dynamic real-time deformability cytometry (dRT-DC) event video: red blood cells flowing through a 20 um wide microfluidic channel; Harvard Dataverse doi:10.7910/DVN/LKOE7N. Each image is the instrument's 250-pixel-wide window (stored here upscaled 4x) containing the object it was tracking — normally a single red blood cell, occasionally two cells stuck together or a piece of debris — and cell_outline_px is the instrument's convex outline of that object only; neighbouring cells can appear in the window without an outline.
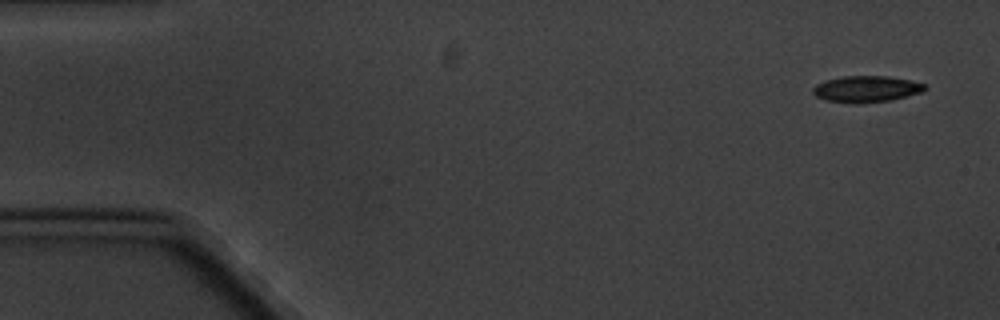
{"species": "common noctule bat (a hibernating species)", "species_latin": "Nyctalus noctula", "temperature_condition": "cold", "stored_images_in_passage": 10, "camera_frame_rate_fps": 3000, "um_per_image_px": 0.085, "animal": {"sex": "male", "body_mass_g": 20.1, "forearm_length_mm": 53.5}, "frame": {"image": 1, "passage_image": 1, "time_ms": 0.0, "image_size_px": [1000, 320], "cell_outline_px": [[928, 88], [920, 92], [888, 100], [856, 104], [852, 104], [828, 100], [816, 96], [812, 92], [812, 88], [816, 84], [824, 80], [844, 76], [888, 76], [908, 80], [924, 84]], "centroid_in_image_um": [73.58, 7.56], "position_along_channel_um": 11.4, "area_um2": 16.99}}
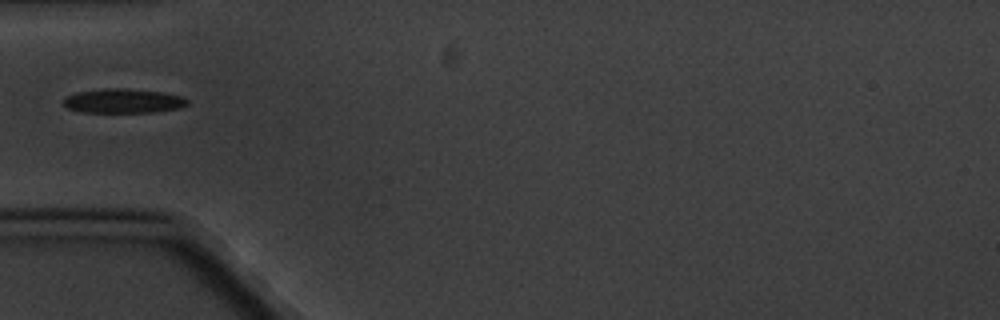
{"frame": {"image": 2, "passage_image": 5, "time_ms": 5.333, "image_size_px": [1000, 320], "cell_outline_px": [[188, 104], [180, 108], [156, 112], [80, 112], [68, 108], [64, 104], [64, 96], [76, 92], [104, 88], [124, 88], [164, 92], [184, 96], [188, 100]], "centroid_in_image_um": [10.5, 8.57], "position_along_channel_um": 74.5, "area_um2": 17.8}}